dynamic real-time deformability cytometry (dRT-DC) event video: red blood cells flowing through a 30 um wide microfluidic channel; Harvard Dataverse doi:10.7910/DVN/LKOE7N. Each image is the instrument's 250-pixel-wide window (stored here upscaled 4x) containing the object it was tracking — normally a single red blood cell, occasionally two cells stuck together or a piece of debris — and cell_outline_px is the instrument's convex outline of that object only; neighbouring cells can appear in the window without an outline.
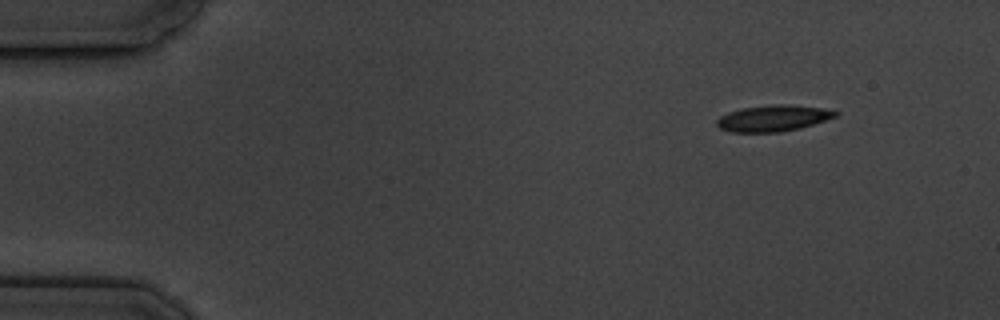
{"species": "common noctule bat (a hibernating species)", "species_latin": "Nyctalus noctula", "temperature_condition": "cold", "stored_images_in_passage": 9, "camera_frame_rate_fps": 3000, "um_per_image_px": 0.085, "animal": {"sex": "male", "body_mass_g": 19.5, "forearm_length_mm": 54.6}, "frame": {"image": 1, "passage_image": 1, "time_ms": 0.0, "image_size_px": [1000, 320], "cell_outline_px": [[840, 112], [836, 116], [800, 128], [780, 132], [732, 132], [720, 128], [716, 124], [716, 120], [720, 116], [728, 112], [744, 108], [776, 104], [784, 104], [820, 108]], "centroid_in_image_um": [65.68, 10.06], "position_along_channel_um": 19.3, "area_um2": 17.8}}
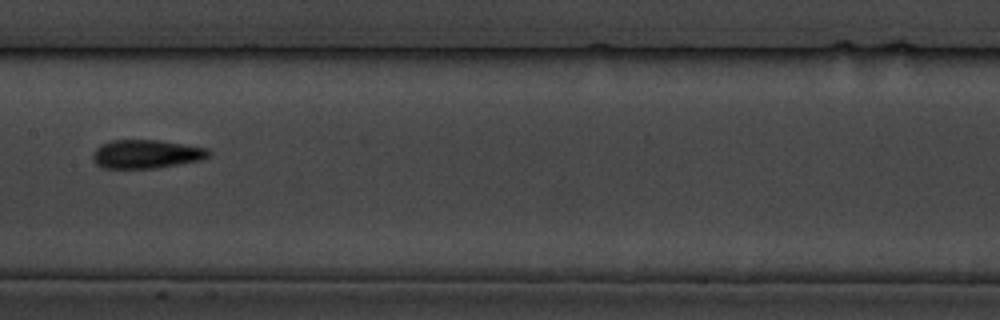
{"frame": {"image": 2, "passage_image": 8, "time_ms": 7.667, "image_size_px": [1000, 320], "cell_outline_px": [[212, 156], [200, 160], [156, 168], [100, 168], [92, 160], [92, 152], [100, 144], [112, 140], [156, 140], [208, 148], [212, 152]], "centroid_in_image_um": [12.41, 13.1], "position_along_channel_um": 195.0, "area_um2": 19.48}}
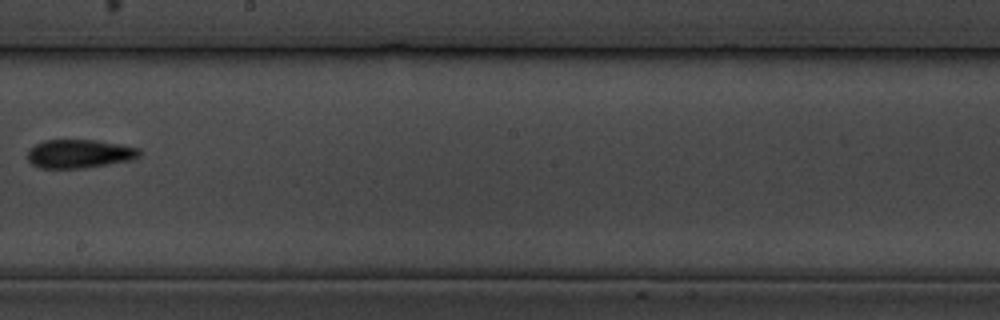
{"frame": {"image": 3, "passage_image": 9, "time_ms": 9.0, "image_size_px": [1000, 320], "cell_outline_px": [[140, 156], [132, 160], [88, 168], [40, 168], [32, 164], [28, 160], [28, 152], [36, 144], [44, 140], [92, 140], [120, 144], [140, 148]], "centroid_in_image_um": [6.78, 13.08], "position_along_channel_um": 241.4, "area_um2": 18.67}}